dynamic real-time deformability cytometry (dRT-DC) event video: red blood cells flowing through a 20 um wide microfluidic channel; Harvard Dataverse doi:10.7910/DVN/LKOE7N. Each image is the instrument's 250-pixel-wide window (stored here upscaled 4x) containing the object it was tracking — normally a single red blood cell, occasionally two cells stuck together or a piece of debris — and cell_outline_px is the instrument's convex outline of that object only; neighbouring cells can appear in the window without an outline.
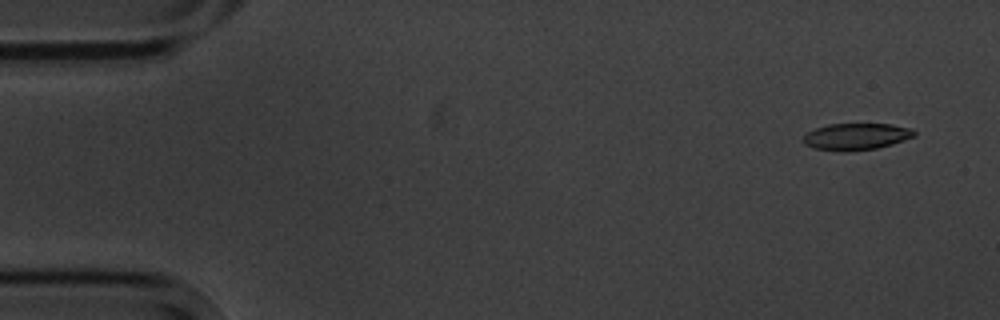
{"species": "common noctule bat (a hibernating species)", "species_latin": "Nyctalus noctula", "temperature_condition": "cold", "stored_images_in_passage": 10, "camera_frame_rate_fps": 3000, "um_per_image_px": 0.085, "animal": {"sex": "male", "body_mass_g": 20.1, "forearm_length_mm": 53.5}, "frame": {"image": 1, "passage_image": 1, "time_ms": 0.0, "image_size_px": [1000, 320], "cell_outline_px": [[916, 136], [892, 144], [876, 148], [848, 152], [844, 152], [812, 148], [804, 144], [804, 136], [808, 132], [816, 128], [828, 124], [892, 124], [912, 128], [916, 132]], "centroid_in_image_um": [72.8, 11.61], "position_along_channel_um": 12.2, "area_um2": 17.4}}
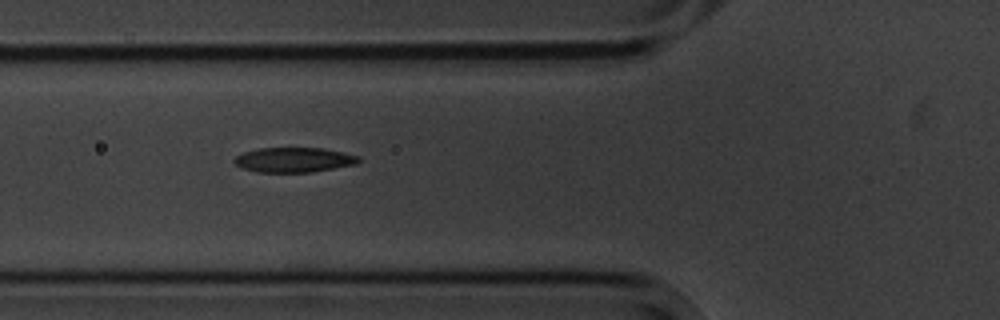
{"frame": {"image": 2, "passage_image": 6, "time_ms": 5.667, "image_size_px": [1000, 320], "cell_outline_px": [[360, 160], [356, 164], [312, 172], [256, 172], [240, 168], [232, 160], [236, 156], [244, 152], [260, 148], [320, 148], [360, 156]], "centroid_in_image_um": [24.94, 13.59], "position_along_channel_um": 100.9, "area_um2": 17.92}}
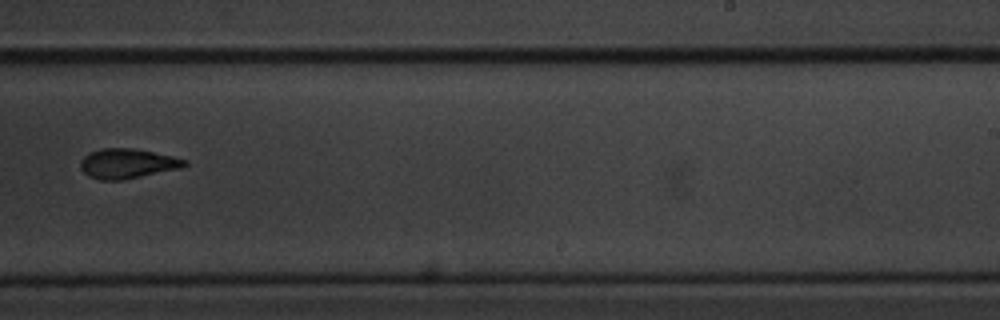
{"frame": {"image": 3, "passage_image": 10, "time_ms": 10.667, "image_size_px": [1000, 320], "cell_outline_px": [[188, 164], [180, 168], [124, 180], [100, 180], [88, 176], [80, 168], [80, 160], [88, 152], [100, 148], [132, 148], [172, 156], [188, 160]], "centroid_in_image_um": [10.79, 13.9], "position_along_channel_um": 278.2, "area_um2": 18.15}}